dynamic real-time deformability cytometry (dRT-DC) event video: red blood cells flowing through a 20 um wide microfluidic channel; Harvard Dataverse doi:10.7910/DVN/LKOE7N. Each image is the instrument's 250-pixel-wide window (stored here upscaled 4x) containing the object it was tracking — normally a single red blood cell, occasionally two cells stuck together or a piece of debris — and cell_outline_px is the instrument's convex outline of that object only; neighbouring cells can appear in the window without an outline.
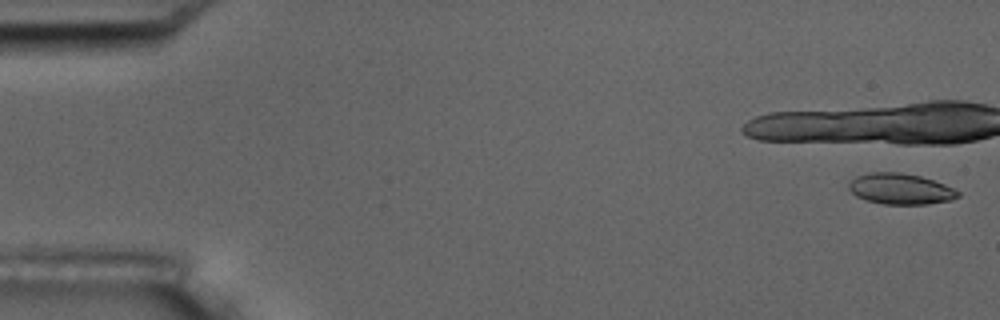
{"species": "common noctule bat (a hibernating species)", "species_latin": "Nyctalus noctula", "temperature_condition": "room temperature", "stored_images_in_passage": 15, "camera_frame_rate_fps": 3000, "um_per_image_px": 0.085, "animal": {"sex": "male", "body_mass_g": 17.5, "forearm_length_mm": 52.3}, "frame": {"image": 1, "passage_image": 1, "time_ms": 0.0, "image_size_px": [1000, 320], "cell_outline_px": [[960, 196], [952, 200], [928, 204], [884, 204], [868, 200], [856, 196], [848, 188], [848, 184], [856, 176], [872, 172], [900, 172], [920, 176], [944, 184], [960, 192]], "centroid_in_image_um": [76.55, 16.06], "position_along_channel_um": 8.4, "area_um2": 19.54}, "authors_computed_cell_mechanics": {"area_um2": 21.6172, "velocity_mm_per_s": 3.0485, "shape_relaxation_time_tau1_ms": 3.3862, "shape_relaxation_time_tau2_ms": 2.594, "deformation_change_tau1": 0.199, "deformation_change_tau2": 0.0744}}